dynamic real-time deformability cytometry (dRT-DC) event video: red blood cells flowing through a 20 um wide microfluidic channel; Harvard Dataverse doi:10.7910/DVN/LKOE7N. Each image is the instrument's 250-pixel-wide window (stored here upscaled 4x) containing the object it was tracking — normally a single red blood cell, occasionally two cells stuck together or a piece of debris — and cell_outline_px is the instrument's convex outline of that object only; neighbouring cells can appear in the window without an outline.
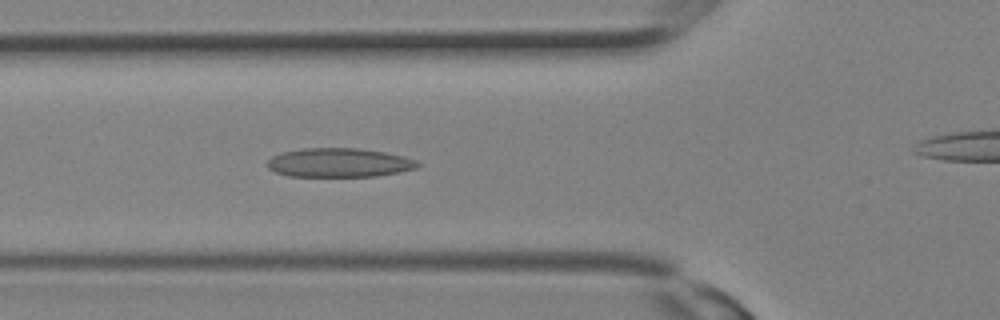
{"species": "Egyptian fruit bat (a non-hibernating species)", "species_latin": "Rousettus aegyptiacus", "temperature_condition": "room temperature", "stored_images_in_passage": 11, "camera_frame_rate_fps": 3000, "um_per_image_px": 0.085, "animal": {"sex": "female"}, "frame": {"image": 1, "passage_image": 10, "time_ms": 3.0, "image_size_px": [1000, 320], "cell_outline_px": [[424, 164], [416, 168], [400, 172], [376, 176], [288, 176], [276, 172], [268, 168], [268, 160], [272, 156], [280, 152], [300, 148], [360, 148], [384, 152], [404, 156], [416, 160]], "centroid_in_image_um": [28.84, 13.82], "position_along_channel_um": 97.0, "area_um2": 25.61}}